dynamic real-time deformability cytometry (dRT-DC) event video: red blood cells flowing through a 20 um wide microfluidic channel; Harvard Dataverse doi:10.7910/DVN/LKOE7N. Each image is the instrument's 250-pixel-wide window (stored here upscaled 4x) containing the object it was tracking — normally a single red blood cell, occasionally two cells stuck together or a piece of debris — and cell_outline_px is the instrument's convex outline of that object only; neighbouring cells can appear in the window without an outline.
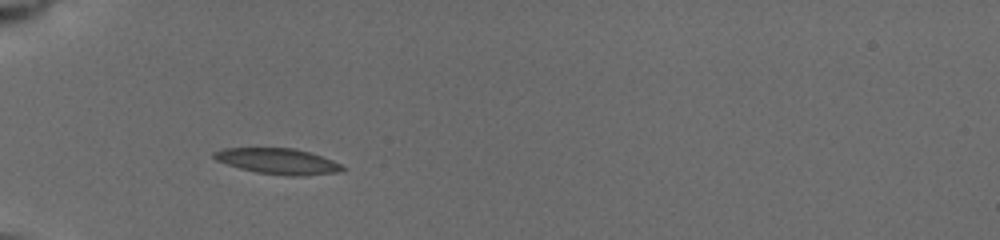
{"species": "common noctule bat (a hibernating species)", "species_latin": "Nyctalus noctula", "temperature_condition": "cold", "stored_images_in_passage": 8, "camera_frame_rate_fps": 3000, "um_per_image_px": 0.085, "animal": {"sex": "female", "body_mass_g": 19.5, "forearm_length_mm": 54.1}, "frame": {"image": 1, "passage_image": 7, "time_ms": 3.667, "image_size_px": [1000, 240], "cell_outline_px": [[348, 168], [336, 172], [300, 176], [288, 176], [256, 172], [240, 168], [216, 160], [212, 156], [212, 152], [224, 148], [292, 148], [308, 152], [332, 160]], "centroid_in_image_um": [23.6, 13.7], "position_along_channel_um": 61.4, "area_um2": 19.07}}